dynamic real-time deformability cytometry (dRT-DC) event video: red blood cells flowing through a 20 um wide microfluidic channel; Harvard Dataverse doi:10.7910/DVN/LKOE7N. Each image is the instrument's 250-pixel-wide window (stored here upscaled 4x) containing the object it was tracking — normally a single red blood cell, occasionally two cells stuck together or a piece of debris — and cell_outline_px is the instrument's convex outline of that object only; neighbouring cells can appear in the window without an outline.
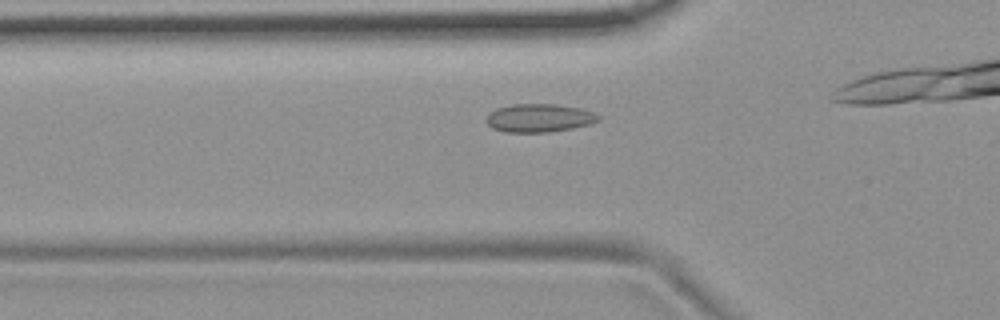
{"species": "common noctule bat (a hibernating species)", "species_latin": "Nyctalus noctula", "temperature_condition": "room temperature", "stored_images_in_passage": 30, "camera_frame_rate_fps": 3000, "um_per_image_px": 0.085, "animal": {"sex": "female", "body_mass_g": 19.9}, "frame": {"image": 1, "passage_image": 5, "time_ms": 1.333, "image_size_px": [1000, 320], "cell_outline_px": [[600, 120], [592, 124], [572, 128], [548, 132], [504, 132], [492, 128], [484, 120], [488, 112], [496, 108], [512, 104], [556, 104], [580, 108], [592, 112], [600, 116]], "centroid_in_image_um": [45.8, 10.03], "position_along_channel_um": 80.0, "area_um2": 18.67}}
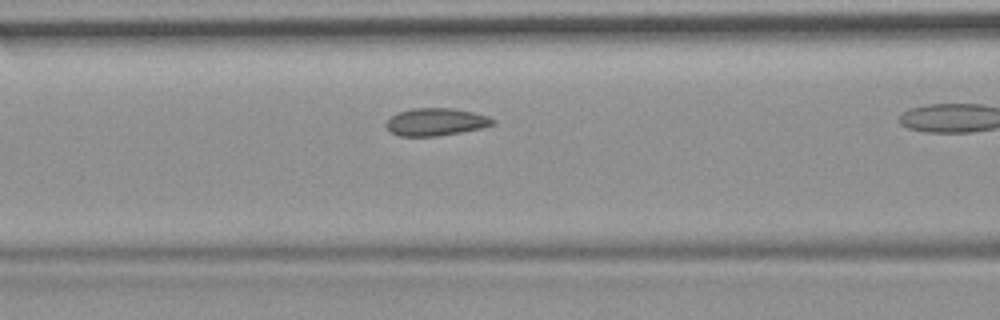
{"frame": {"image": 2, "passage_image": 9, "time_ms": 2.667, "image_size_px": [1000, 320], "cell_outline_px": [[496, 124], [480, 128], [460, 132], [436, 136], [400, 136], [392, 132], [384, 124], [396, 112], [412, 108], [452, 108], [472, 112], [488, 116], [496, 120]], "centroid_in_image_um": [37.05, 10.35], "position_along_channel_um": 129.5, "area_um2": 17.05}}
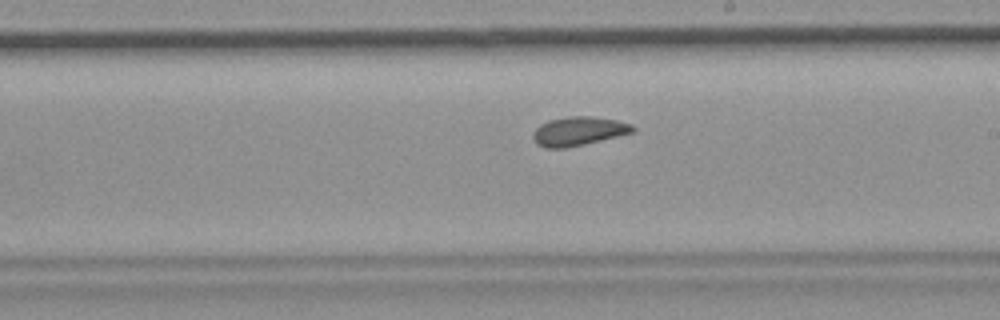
{"frame": {"image": 3, "passage_image": 18, "time_ms": 5.667, "image_size_px": [1000, 320], "cell_outline_px": [[636, 128], [632, 132], [584, 144], [564, 148], [544, 148], [536, 144], [532, 136], [532, 132], [540, 124], [548, 120], [568, 116], [592, 116], [616, 120], [632, 124]], "centroid_in_image_um": [49.12, 11.14], "position_along_channel_um": 239.9, "area_um2": 16.76}}